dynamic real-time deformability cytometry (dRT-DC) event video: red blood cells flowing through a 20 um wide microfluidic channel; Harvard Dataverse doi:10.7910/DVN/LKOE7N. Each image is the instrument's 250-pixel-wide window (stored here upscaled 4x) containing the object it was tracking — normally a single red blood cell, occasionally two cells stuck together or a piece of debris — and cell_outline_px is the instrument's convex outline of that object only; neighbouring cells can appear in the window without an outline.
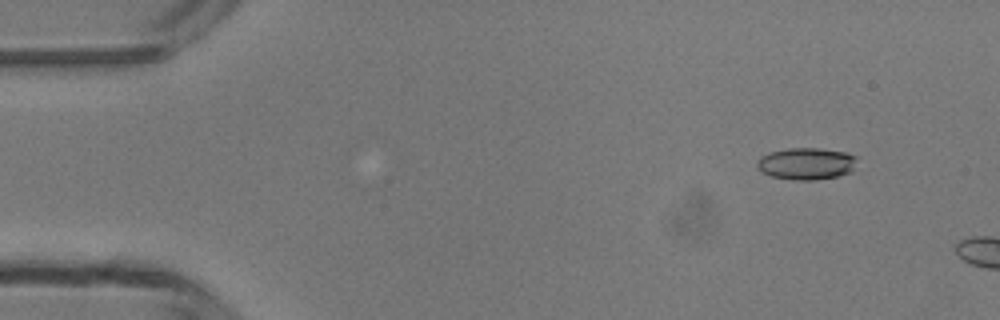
{"species": "common noctule bat (a hibernating species)", "species_latin": "Nyctalus noctula", "temperature_condition": "room temperature", "stored_images_in_passage": 8, "camera_frame_rate_fps": 3000, "um_per_image_px": 0.085, "animal": {"sex": "male", "body_mass_g": 13.3}, "frame": {"image": 1, "passage_image": 5, "time_ms": 1.333, "image_size_px": [1000, 320], "cell_outline_px": [[856, 156], [852, 172], [840, 176], [816, 180], [796, 180], [772, 176], [760, 172], [756, 164], [756, 160], [760, 156], [768, 152], [788, 148], [820, 148], [848, 152]], "centroid_in_image_um": [68.52, 13.9], "position_along_channel_um": 16.5, "area_um2": 18.9}}